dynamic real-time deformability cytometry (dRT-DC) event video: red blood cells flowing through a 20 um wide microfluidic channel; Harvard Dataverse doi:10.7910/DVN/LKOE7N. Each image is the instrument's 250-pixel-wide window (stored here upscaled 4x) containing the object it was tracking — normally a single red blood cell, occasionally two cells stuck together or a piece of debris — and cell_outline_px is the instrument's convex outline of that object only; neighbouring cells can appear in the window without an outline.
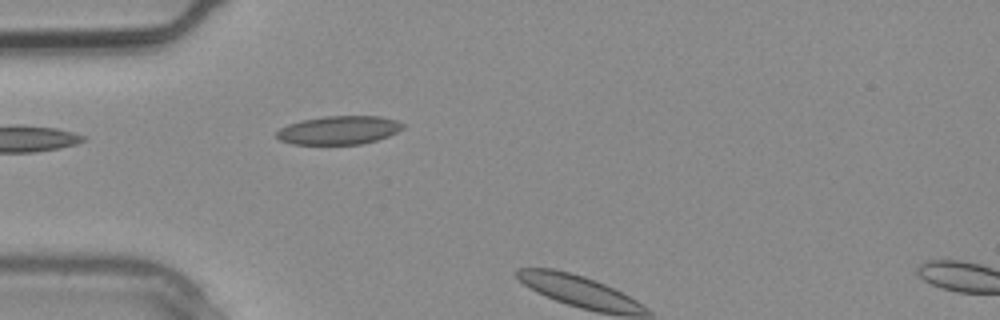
{"species": "common noctule bat (a hibernating species)", "species_latin": "Nyctalus noctula", "temperature_condition": "warm", "stored_images_in_passage": 2, "camera_frame_rate_fps": 3000, "um_per_image_px": 0.085, "animal": {"sex": "male", "body_mass_g": 20.4}, "frame": {"image": 1, "passage_image": 1, "time_ms": 0.0, "image_size_px": [1000, 320], "cell_outline_px": [[404, 128], [388, 136], [376, 140], [360, 144], [292, 144], [280, 140], [276, 136], [276, 132], [280, 128], [288, 124], [300, 120], [324, 116], [380, 116], [396, 120], [404, 124]], "centroid_in_image_um": [28.79, 11.06], "position_along_channel_um": 56.2, "area_um2": 20.98}}